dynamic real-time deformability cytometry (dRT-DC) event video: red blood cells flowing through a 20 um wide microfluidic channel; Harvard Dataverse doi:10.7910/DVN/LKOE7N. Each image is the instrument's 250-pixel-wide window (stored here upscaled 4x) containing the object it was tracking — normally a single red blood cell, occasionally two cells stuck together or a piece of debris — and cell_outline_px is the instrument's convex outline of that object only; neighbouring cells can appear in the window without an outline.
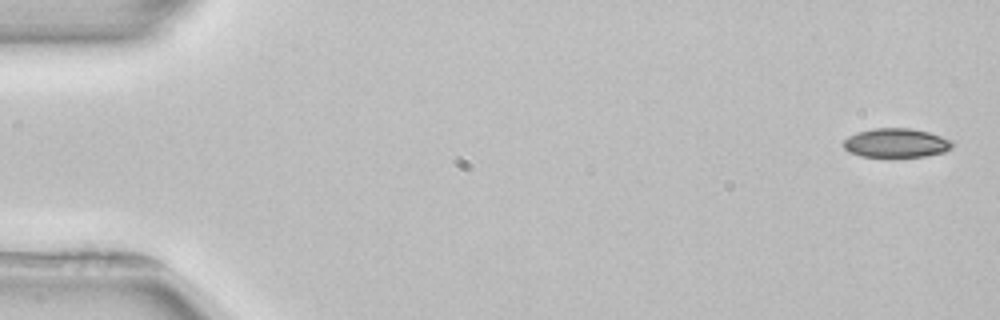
{"species": "common noctule bat (a hibernating species)", "species_latin": "Nyctalus noctula", "temperature_condition": "room temperature", "stored_images_in_passage": 5, "camera_frame_rate_fps": 3000, "um_per_image_px": 0.085, "animal": {"sex": "female", "body_mass_g": 22.7, "forearm_length_mm": 54.2}, "frame": {"image": 1, "passage_image": 1, "time_ms": 0.0, "image_size_px": [1000, 320], "cell_outline_px": [[952, 148], [944, 152], [924, 156], [860, 156], [848, 152], [844, 148], [844, 140], [848, 136], [856, 132], [872, 128], [912, 128], [928, 132], [952, 140]], "centroid_in_image_um": [76.15, 12.14], "position_along_channel_um": 8.8, "area_um2": 18.38}}
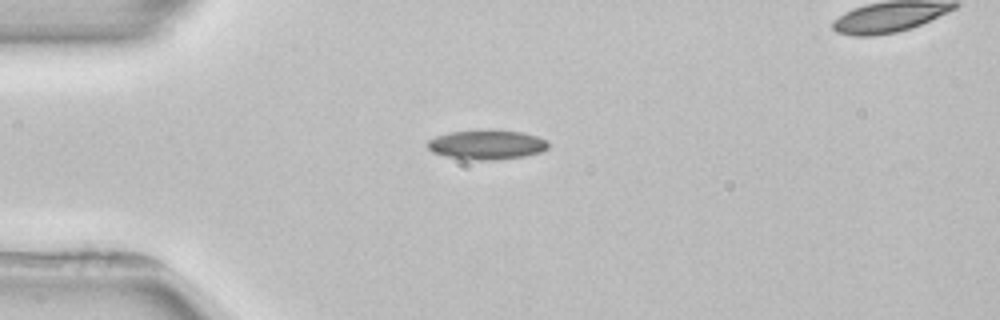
{"frame": {"image": 2, "passage_image": 4, "time_ms": 4.0, "image_size_px": [1000, 320], "cell_outline_px": [[548, 148], [544, 152], [524, 156], [496, 160], [468, 160], [448, 156], [432, 152], [428, 148], [428, 140], [436, 136], [448, 132], [484, 128], [488, 128], [520, 132], [536, 136], [548, 140]], "centroid_in_image_um": [41.39, 12.28], "position_along_channel_um": 43.6, "area_um2": 21.27}}